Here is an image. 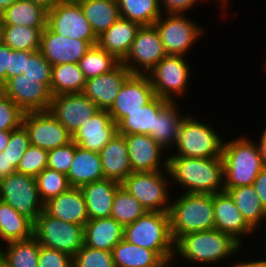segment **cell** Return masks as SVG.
<instances>
[{
    "instance_id": "obj_1",
    "label": "cell",
    "mask_w": 266,
    "mask_h": 267,
    "mask_svg": "<svg viewBox=\"0 0 266 267\" xmlns=\"http://www.w3.org/2000/svg\"><path fill=\"white\" fill-rule=\"evenodd\" d=\"M171 185L181 193L215 194L224 191V161L222 157L194 158L167 156Z\"/></svg>"
},
{
    "instance_id": "obj_2",
    "label": "cell",
    "mask_w": 266,
    "mask_h": 267,
    "mask_svg": "<svg viewBox=\"0 0 266 267\" xmlns=\"http://www.w3.org/2000/svg\"><path fill=\"white\" fill-rule=\"evenodd\" d=\"M242 246L230 235L222 233L217 229L191 232L181 236L175 242L174 256L182 260L183 263H195V266L206 264L215 265L223 263V260L239 254ZM212 263V264H211Z\"/></svg>"
},
{
    "instance_id": "obj_3",
    "label": "cell",
    "mask_w": 266,
    "mask_h": 267,
    "mask_svg": "<svg viewBox=\"0 0 266 267\" xmlns=\"http://www.w3.org/2000/svg\"><path fill=\"white\" fill-rule=\"evenodd\" d=\"M242 135L224 140L222 158L224 161V191L229 188L252 185L265 166L258 144Z\"/></svg>"
},
{
    "instance_id": "obj_4",
    "label": "cell",
    "mask_w": 266,
    "mask_h": 267,
    "mask_svg": "<svg viewBox=\"0 0 266 267\" xmlns=\"http://www.w3.org/2000/svg\"><path fill=\"white\" fill-rule=\"evenodd\" d=\"M168 214L174 242L191 232L214 229L213 194H179L171 201Z\"/></svg>"
},
{
    "instance_id": "obj_5",
    "label": "cell",
    "mask_w": 266,
    "mask_h": 267,
    "mask_svg": "<svg viewBox=\"0 0 266 267\" xmlns=\"http://www.w3.org/2000/svg\"><path fill=\"white\" fill-rule=\"evenodd\" d=\"M124 239L131 244L153 250L163 260L173 257L175 253L168 213L147 211L124 227Z\"/></svg>"
},
{
    "instance_id": "obj_6",
    "label": "cell",
    "mask_w": 266,
    "mask_h": 267,
    "mask_svg": "<svg viewBox=\"0 0 266 267\" xmlns=\"http://www.w3.org/2000/svg\"><path fill=\"white\" fill-rule=\"evenodd\" d=\"M199 121L195 116L187 114L178 131L175 150L168 156L194 158L222 157L224 138L214 126ZM214 128V129H213Z\"/></svg>"
},
{
    "instance_id": "obj_7",
    "label": "cell",
    "mask_w": 266,
    "mask_h": 267,
    "mask_svg": "<svg viewBox=\"0 0 266 267\" xmlns=\"http://www.w3.org/2000/svg\"><path fill=\"white\" fill-rule=\"evenodd\" d=\"M121 186L147 211L169 212L173 195L170 193L168 170L132 172L121 182Z\"/></svg>"
},
{
    "instance_id": "obj_8",
    "label": "cell",
    "mask_w": 266,
    "mask_h": 267,
    "mask_svg": "<svg viewBox=\"0 0 266 267\" xmlns=\"http://www.w3.org/2000/svg\"><path fill=\"white\" fill-rule=\"evenodd\" d=\"M33 237L41 246L73 257L84 245V227L51 217L43 210L33 223Z\"/></svg>"
},
{
    "instance_id": "obj_9",
    "label": "cell",
    "mask_w": 266,
    "mask_h": 267,
    "mask_svg": "<svg viewBox=\"0 0 266 267\" xmlns=\"http://www.w3.org/2000/svg\"><path fill=\"white\" fill-rule=\"evenodd\" d=\"M186 58L183 55H166L147 74L156 96L176 102L177 98L187 94L185 91L191 85L189 81L192 71Z\"/></svg>"
},
{
    "instance_id": "obj_10",
    "label": "cell",
    "mask_w": 266,
    "mask_h": 267,
    "mask_svg": "<svg viewBox=\"0 0 266 267\" xmlns=\"http://www.w3.org/2000/svg\"><path fill=\"white\" fill-rule=\"evenodd\" d=\"M165 15L162 14L153 24L159 33L165 53L187 57L191 47L193 48L201 35H204V28L199 22L193 21V18L187 17V14Z\"/></svg>"
},
{
    "instance_id": "obj_11",
    "label": "cell",
    "mask_w": 266,
    "mask_h": 267,
    "mask_svg": "<svg viewBox=\"0 0 266 267\" xmlns=\"http://www.w3.org/2000/svg\"><path fill=\"white\" fill-rule=\"evenodd\" d=\"M0 200L32 223L44 210L35 177L17 172L0 179Z\"/></svg>"
},
{
    "instance_id": "obj_12",
    "label": "cell",
    "mask_w": 266,
    "mask_h": 267,
    "mask_svg": "<svg viewBox=\"0 0 266 267\" xmlns=\"http://www.w3.org/2000/svg\"><path fill=\"white\" fill-rule=\"evenodd\" d=\"M166 55L156 27L143 25L121 63L132 74H148Z\"/></svg>"
},
{
    "instance_id": "obj_13",
    "label": "cell",
    "mask_w": 266,
    "mask_h": 267,
    "mask_svg": "<svg viewBox=\"0 0 266 267\" xmlns=\"http://www.w3.org/2000/svg\"><path fill=\"white\" fill-rule=\"evenodd\" d=\"M22 126L30 144L47 151L72 141V134L49 111L25 112Z\"/></svg>"
},
{
    "instance_id": "obj_14",
    "label": "cell",
    "mask_w": 266,
    "mask_h": 267,
    "mask_svg": "<svg viewBox=\"0 0 266 267\" xmlns=\"http://www.w3.org/2000/svg\"><path fill=\"white\" fill-rule=\"evenodd\" d=\"M46 26L54 33L62 34L70 39L97 41V37L78 2L57 3L47 11Z\"/></svg>"
},
{
    "instance_id": "obj_15",
    "label": "cell",
    "mask_w": 266,
    "mask_h": 267,
    "mask_svg": "<svg viewBox=\"0 0 266 267\" xmlns=\"http://www.w3.org/2000/svg\"><path fill=\"white\" fill-rule=\"evenodd\" d=\"M24 113L49 111L52 94L39 79L25 77L24 74L10 78L1 88Z\"/></svg>"
},
{
    "instance_id": "obj_16",
    "label": "cell",
    "mask_w": 266,
    "mask_h": 267,
    "mask_svg": "<svg viewBox=\"0 0 266 267\" xmlns=\"http://www.w3.org/2000/svg\"><path fill=\"white\" fill-rule=\"evenodd\" d=\"M156 97L147 74H131L107 110L111 119L118 124L128 113L135 112Z\"/></svg>"
},
{
    "instance_id": "obj_17",
    "label": "cell",
    "mask_w": 266,
    "mask_h": 267,
    "mask_svg": "<svg viewBox=\"0 0 266 267\" xmlns=\"http://www.w3.org/2000/svg\"><path fill=\"white\" fill-rule=\"evenodd\" d=\"M100 109L83 93L52 96L49 112L73 135Z\"/></svg>"
},
{
    "instance_id": "obj_18",
    "label": "cell",
    "mask_w": 266,
    "mask_h": 267,
    "mask_svg": "<svg viewBox=\"0 0 266 267\" xmlns=\"http://www.w3.org/2000/svg\"><path fill=\"white\" fill-rule=\"evenodd\" d=\"M97 41L74 40L56 34L47 26L42 31L39 51L52 65L78 64Z\"/></svg>"
},
{
    "instance_id": "obj_19",
    "label": "cell",
    "mask_w": 266,
    "mask_h": 267,
    "mask_svg": "<svg viewBox=\"0 0 266 267\" xmlns=\"http://www.w3.org/2000/svg\"><path fill=\"white\" fill-rule=\"evenodd\" d=\"M132 172H153L167 170L168 155L150 135H124ZM163 155V156H162ZM164 157V158H163ZM162 159H164L162 161Z\"/></svg>"
},
{
    "instance_id": "obj_20",
    "label": "cell",
    "mask_w": 266,
    "mask_h": 267,
    "mask_svg": "<svg viewBox=\"0 0 266 267\" xmlns=\"http://www.w3.org/2000/svg\"><path fill=\"white\" fill-rule=\"evenodd\" d=\"M214 228L230 235L243 247V238L255 230L246 222L227 191L213 194ZM254 233V234H253Z\"/></svg>"
},
{
    "instance_id": "obj_21",
    "label": "cell",
    "mask_w": 266,
    "mask_h": 267,
    "mask_svg": "<svg viewBox=\"0 0 266 267\" xmlns=\"http://www.w3.org/2000/svg\"><path fill=\"white\" fill-rule=\"evenodd\" d=\"M132 73L120 63L111 72L86 80L83 94L100 110H108Z\"/></svg>"
},
{
    "instance_id": "obj_22",
    "label": "cell",
    "mask_w": 266,
    "mask_h": 267,
    "mask_svg": "<svg viewBox=\"0 0 266 267\" xmlns=\"http://www.w3.org/2000/svg\"><path fill=\"white\" fill-rule=\"evenodd\" d=\"M117 133V124L107 110H99L72 135V141L83 149L99 152Z\"/></svg>"
},
{
    "instance_id": "obj_23",
    "label": "cell",
    "mask_w": 266,
    "mask_h": 267,
    "mask_svg": "<svg viewBox=\"0 0 266 267\" xmlns=\"http://www.w3.org/2000/svg\"><path fill=\"white\" fill-rule=\"evenodd\" d=\"M44 211L64 222L85 226L89 220L86 203L80 188L71 187L44 203Z\"/></svg>"
},
{
    "instance_id": "obj_24",
    "label": "cell",
    "mask_w": 266,
    "mask_h": 267,
    "mask_svg": "<svg viewBox=\"0 0 266 267\" xmlns=\"http://www.w3.org/2000/svg\"><path fill=\"white\" fill-rule=\"evenodd\" d=\"M98 153L105 179L121 183L132 173L124 135L116 133Z\"/></svg>"
},
{
    "instance_id": "obj_25",
    "label": "cell",
    "mask_w": 266,
    "mask_h": 267,
    "mask_svg": "<svg viewBox=\"0 0 266 267\" xmlns=\"http://www.w3.org/2000/svg\"><path fill=\"white\" fill-rule=\"evenodd\" d=\"M121 183L103 179L80 187L89 219L111 217L115 193Z\"/></svg>"
},
{
    "instance_id": "obj_26",
    "label": "cell",
    "mask_w": 266,
    "mask_h": 267,
    "mask_svg": "<svg viewBox=\"0 0 266 267\" xmlns=\"http://www.w3.org/2000/svg\"><path fill=\"white\" fill-rule=\"evenodd\" d=\"M140 26L137 22L119 17L109 29L97 37V45L121 62L128 54Z\"/></svg>"
},
{
    "instance_id": "obj_27",
    "label": "cell",
    "mask_w": 266,
    "mask_h": 267,
    "mask_svg": "<svg viewBox=\"0 0 266 267\" xmlns=\"http://www.w3.org/2000/svg\"><path fill=\"white\" fill-rule=\"evenodd\" d=\"M124 238V227L112 217L89 219L84 226V245L112 252Z\"/></svg>"
},
{
    "instance_id": "obj_28",
    "label": "cell",
    "mask_w": 266,
    "mask_h": 267,
    "mask_svg": "<svg viewBox=\"0 0 266 267\" xmlns=\"http://www.w3.org/2000/svg\"><path fill=\"white\" fill-rule=\"evenodd\" d=\"M67 178L71 187L76 188L105 179L99 153L75 144L74 158Z\"/></svg>"
},
{
    "instance_id": "obj_29",
    "label": "cell",
    "mask_w": 266,
    "mask_h": 267,
    "mask_svg": "<svg viewBox=\"0 0 266 267\" xmlns=\"http://www.w3.org/2000/svg\"><path fill=\"white\" fill-rule=\"evenodd\" d=\"M170 101L156 96L150 103L141 109L128 113L117 124V133L122 135L143 134L150 135L153 133L155 118L157 114Z\"/></svg>"
},
{
    "instance_id": "obj_30",
    "label": "cell",
    "mask_w": 266,
    "mask_h": 267,
    "mask_svg": "<svg viewBox=\"0 0 266 267\" xmlns=\"http://www.w3.org/2000/svg\"><path fill=\"white\" fill-rule=\"evenodd\" d=\"M179 101L169 102L156 116L151 137L165 150L175 148L180 125L186 116L181 113ZM181 113V114H180ZM172 147V148H171Z\"/></svg>"
},
{
    "instance_id": "obj_31",
    "label": "cell",
    "mask_w": 266,
    "mask_h": 267,
    "mask_svg": "<svg viewBox=\"0 0 266 267\" xmlns=\"http://www.w3.org/2000/svg\"><path fill=\"white\" fill-rule=\"evenodd\" d=\"M33 237V223L0 200V245Z\"/></svg>"
},
{
    "instance_id": "obj_32",
    "label": "cell",
    "mask_w": 266,
    "mask_h": 267,
    "mask_svg": "<svg viewBox=\"0 0 266 267\" xmlns=\"http://www.w3.org/2000/svg\"><path fill=\"white\" fill-rule=\"evenodd\" d=\"M78 3L96 37L109 29L120 17L117 0H81Z\"/></svg>"
},
{
    "instance_id": "obj_33",
    "label": "cell",
    "mask_w": 266,
    "mask_h": 267,
    "mask_svg": "<svg viewBox=\"0 0 266 267\" xmlns=\"http://www.w3.org/2000/svg\"><path fill=\"white\" fill-rule=\"evenodd\" d=\"M1 15L3 25H21L44 30L47 23V10L28 0L15 1Z\"/></svg>"
},
{
    "instance_id": "obj_34",
    "label": "cell",
    "mask_w": 266,
    "mask_h": 267,
    "mask_svg": "<svg viewBox=\"0 0 266 267\" xmlns=\"http://www.w3.org/2000/svg\"><path fill=\"white\" fill-rule=\"evenodd\" d=\"M227 192L233 198L246 222L255 231H260L262 224L266 221V210L262 206L253 185L229 188Z\"/></svg>"
},
{
    "instance_id": "obj_35",
    "label": "cell",
    "mask_w": 266,
    "mask_h": 267,
    "mask_svg": "<svg viewBox=\"0 0 266 267\" xmlns=\"http://www.w3.org/2000/svg\"><path fill=\"white\" fill-rule=\"evenodd\" d=\"M115 267H155L163 259L153 250L129 243L124 238L112 250Z\"/></svg>"
},
{
    "instance_id": "obj_36",
    "label": "cell",
    "mask_w": 266,
    "mask_h": 267,
    "mask_svg": "<svg viewBox=\"0 0 266 267\" xmlns=\"http://www.w3.org/2000/svg\"><path fill=\"white\" fill-rule=\"evenodd\" d=\"M86 79L79 64L69 63L52 66L50 91L52 96L82 93Z\"/></svg>"
},
{
    "instance_id": "obj_37",
    "label": "cell",
    "mask_w": 266,
    "mask_h": 267,
    "mask_svg": "<svg viewBox=\"0 0 266 267\" xmlns=\"http://www.w3.org/2000/svg\"><path fill=\"white\" fill-rule=\"evenodd\" d=\"M1 246V258L11 267H38L39 243L32 237Z\"/></svg>"
},
{
    "instance_id": "obj_38",
    "label": "cell",
    "mask_w": 266,
    "mask_h": 267,
    "mask_svg": "<svg viewBox=\"0 0 266 267\" xmlns=\"http://www.w3.org/2000/svg\"><path fill=\"white\" fill-rule=\"evenodd\" d=\"M42 31L21 25H2L1 42L13 50L35 52L40 48Z\"/></svg>"
},
{
    "instance_id": "obj_39",
    "label": "cell",
    "mask_w": 266,
    "mask_h": 267,
    "mask_svg": "<svg viewBox=\"0 0 266 267\" xmlns=\"http://www.w3.org/2000/svg\"><path fill=\"white\" fill-rule=\"evenodd\" d=\"M120 17L141 26L153 25L163 14L159 0H117Z\"/></svg>"
},
{
    "instance_id": "obj_40",
    "label": "cell",
    "mask_w": 266,
    "mask_h": 267,
    "mask_svg": "<svg viewBox=\"0 0 266 267\" xmlns=\"http://www.w3.org/2000/svg\"><path fill=\"white\" fill-rule=\"evenodd\" d=\"M121 62L111 53L93 45L79 61V67L85 79L106 74L115 69Z\"/></svg>"
},
{
    "instance_id": "obj_41",
    "label": "cell",
    "mask_w": 266,
    "mask_h": 267,
    "mask_svg": "<svg viewBox=\"0 0 266 267\" xmlns=\"http://www.w3.org/2000/svg\"><path fill=\"white\" fill-rule=\"evenodd\" d=\"M147 210L122 186L114 196L111 217L123 227L136 221L143 216Z\"/></svg>"
},
{
    "instance_id": "obj_42",
    "label": "cell",
    "mask_w": 266,
    "mask_h": 267,
    "mask_svg": "<svg viewBox=\"0 0 266 267\" xmlns=\"http://www.w3.org/2000/svg\"><path fill=\"white\" fill-rule=\"evenodd\" d=\"M35 179L43 203L71 188L66 174L50 168H45Z\"/></svg>"
},
{
    "instance_id": "obj_43",
    "label": "cell",
    "mask_w": 266,
    "mask_h": 267,
    "mask_svg": "<svg viewBox=\"0 0 266 267\" xmlns=\"http://www.w3.org/2000/svg\"><path fill=\"white\" fill-rule=\"evenodd\" d=\"M73 267H115L112 252L83 247L72 257Z\"/></svg>"
},
{
    "instance_id": "obj_44",
    "label": "cell",
    "mask_w": 266,
    "mask_h": 267,
    "mask_svg": "<svg viewBox=\"0 0 266 267\" xmlns=\"http://www.w3.org/2000/svg\"><path fill=\"white\" fill-rule=\"evenodd\" d=\"M47 155V150L30 145L20 159L16 172L36 177L47 168Z\"/></svg>"
},
{
    "instance_id": "obj_45",
    "label": "cell",
    "mask_w": 266,
    "mask_h": 267,
    "mask_svg": "<svg viewBox=\"0 0 266 267\" xmlns=\"http://www.w3.org/2000/svg\"><path fill=\"white\" fill-rule=\"evenodd\" d=\"M24 112L0 89V131H13L22 126Z\"/></svg>"
},
{
    "instance_id": "obj_46",
    "label": "cell",
    "mask_w": 266,
    "mask_h": 267,
    "mask_svg": "<svg viewBox=\"0 0 266 267\" xmlns=\"http://www.w3.org/2000/svg\"><path fill=\"white\" fill-rule=\"evenodd\" d=\"M24 75L39 79V82L44 83L50 89L52 65L39 50L32 52L26 59Z\"/></svg>"
},
{
    "instance_id": "obj_47",
    "label": "cell",
    "mask_w": 266,
    "mask_h": 267,
    "mask_svg": "<svg viewBox=\"0 0 266 267\" xmlns=\"http://www.w3.org/2000/svg\"><path fill=\"white\" fill-rule=\"evenodd\" d=\"M30 145L28 132L21 126L16 130L10 131L9 143L3 153H5L9 162L17 169L20 159Z\"/></svg>"
},
{
    "instance_id": "obj_48",
    "label": "cell",
    "mask_w": 266,
    "mask_h": 267,
    "mask_svg": "<svg viewBox=\"0 0 266 267\" xmlns=\"http://www.w3.org/2000/svg\"><path fill=\"white\" fill-rule=\"evenodd\" d=\"M75 143H70L48 150L47 168L67 175L74 158Z\"/></svg>"
},
{
    "instance_id": "obj_49",
    "label": "cell",
    "mask_w": 266,
    "mask_h": 267,
    "mask_svg": "<svg viewBox=\"0 0 266 267\" xmlns=\"http://www.w3.org/2000/svg\"><path fill=\"white\" fill-rule=\"evenodd\" d=\"M38 267H73L72 256L39 244Z\"/></svg>"
},
{
    "instance_id": "obj_50",
    "label": "cell",
    "mask_w": 266,
    "mask_h": 267,
    "mask_svg": "<svg viewBox=\"0 0 266 267\" xmlns=\"http://www.w3.org/2000/svg\"><path fill=\"white\" fill-rule=\"evenodd\" d=\"M163 14H186L201 0H159ZM206 1V0H205Z\"/></svg>"
},
{
    "instance_id": "obj_51",
    "label": "cell",
    "mask_w": 266,
    "mask_h": 267,
    "mask_svg": "<svg viewBox=\"0 0 266 267\" xmlns=\"http://www.w3.org/2000/svg\"><path fill=\"white\" fill-rule=\"evenodd\" d=\"M32 52L13 50L10 56L9 69H7V81L25 72L26 59Z\"/></svg>"
},
{
    "instance_id": "obj_52",
    "label": "cell",
    "mask_w": 266,
    "mask_h": 267,
    "mask_svg": "<svg viewBox=\"0 0 266 267\" xmlns=\"http://www.w3.org/2000/svg\"><path fill=\"white\" fill-rule=\"evenodd\" d=\"M12 51L13 49L0 41V88L7 82V69Z\"/></svg>"
},
{
    "instance_id": "obj_53",
    "label": "cell",
    "mask_w": 266,
    "mask_h": 267,
    "mask_svg": "<svg viewBox=\"0 0 266 267\" xmlns=\"http://www.w3.org/2000/svg\"><path fill=\"white\" fill-rule=\"evenodd\" d=\"M252 185L256 190L262 206L266 210V166L259 172Z\"/></svg>"
},
{
    "instance_id": "obj_54",
    "label": "cell",
    "mask_w": 266,
    "mask_h": 267,
    "mask_svg": "<svg viewBox=\"0 0 266 267\" xmlns=\"http://www.w3.org/2000/svg\"><path fill=\"white\" fill-rule=\"evenodd\" d=\"M16 172V168L9 162L5 153H0V179Z\"/></svg>"
},
{
    "instance_id": "obj_55",
    "label": "cell",
    "mask_w": 266,
    "mask_h": 267,
    "mask_svg": "<svg viewBox=\"0 0 266 267\" xmlns=\"http://www.w3.org/2000/svg\"><path fill=\"white\" fill-rule=\"evenodd\" d=\"M237 262L236 263L232 262L230 267H266V259L257 260L255 258V260L253 261L252 260L248 261V259L247 260L244 259L240 261L237 260Z\"/></svg>"
},
{
    "instance_id": "obj_56",
    "label": "cell",
    "mask_w": 266,
    "mask_h": 267,
    "mask_svg": "<svg viewBox=\"0 0 266 267\" xmlns=\"http://www.w3.org/2000/svg\"><path fill=\"white\" fill-rule=\"evenodd\" d=\"M260 150V155L266 166V127L261 131V136L258 141H256Z\"/></svg>"
},
{
    "instance_id": "obj_57",
    "label": "cell",
    "mask_w": 266,
    "mask_h": 267,
    "mask_svg": "<svg viewBox=\"0 0 266 267\" xmlns=\"http://www.w3.org/2000/svg\"><path fill=\"white\" fill-rule=\"evenodd\" d=\"M28 1H31L32 3H35V4L42 6L47 11H49L57 3H59V0H28Z\"/></svg>"
},
{
    "instance_id": "obj_58",
    "label": "cell",
    "mask_w": 266,
    "mask_h": 267,
    "mask_svg": "<svg viewBox=\"0 0 266 267\" xmlns=\"http://www.w3.org/2000/svg\"><path fill=\"white\" fill-rule=\"evenodd\" d=\"M10 131H0V153L4 151L9 143Z\"/></svg>"
},
{
    "instance_id": "obj_59",
    "label": "cell",
    "mask_w": 266,
    "mask_h": 267,
    "mask_svg": "<svg viewBox=\"0 0 266 267\" xmlns=\"http://www.w3.org/2000/svg\"><path fill=\"white\" fill-rule=\"evenodd\" d=\"M15 1H18V0H0V14H2Z\"/></svg>"
},
{
    "instance_id": "obj_60",
    "label": "cell",
    "mask_w": 266,
    "mask_h": 267,
    "mask_svg": "<svg viewBox=\"0 0 266 267\" xmlns=\"http://www.w3.org/2000/svg\"><path fill=\"white\" fill-rule=\"evenodd\" d=\"M175 259H176L175 256L167 258V259H164L155 267H172L173 262H175Z\"/></svg>"
},
{
    "instance_id": "obj_61",
    "label": "cell",
    "mask_w": 266,
    "mask_h": 267,
    "mask_svg": "<svg viewBox=\"0 0 266 267\" xmlns=\"http://www.w3.org/2000/svg\"><path fill=\"white\" fill-rule=\"evenodd\" d=\"M230 0H220L218 3L220 4V8L222 11H224L227 6L229 5Z\"/></svg>"
},
{
    "instance_id": "obj_62",
    "label": "cell",
    "mask_w": 266,
    "mask_h": 267,
    "mask_svg": "<svg viewBox=\"0 0 266 267\" xmlns=\"http://www.w3.org/2000/svg\"><path fill=\"white\" fill-rule=\"evenodd\" d=\"M0 267H11L2 258H0Z\"/></svg>"
},
{
    "instance_id": "obj_63",
    "label": "cell",
    "mask_w": 266,
    "mask_h": 267,
    "mask_svg": "<svg viewBox=\"0 0 266 267\" xmlns=\"http://www.w3.org/2000/svg\"><path fill=\"white\" fill-rule=\"evenodd\" d=\"M2 15L0 14V41H1V33H2Z\"/></svg>"
},
{
    "instance_id": "obj_64",
    "label": "cell",
    "mask_w": 266,
    "mask_h": 267,
    "mask_svg": "<svg viewBox=\"0 0 266 267\" xmlns=\"http://www.w3.org/2000/svg\"><path fill=\"white\" fill-rule=\"evenodd\" d=\"M81 0H59V2H79Z\"/></svg>"
}]
</instances>
